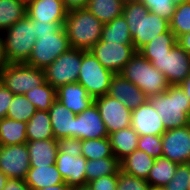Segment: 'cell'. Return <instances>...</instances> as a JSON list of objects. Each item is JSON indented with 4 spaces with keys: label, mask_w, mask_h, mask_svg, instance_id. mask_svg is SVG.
<instances>
[{
    "label": "cell",
    "mask_w": 190,
    "mask_h": 190,
    "mask_svg": "<svg viewBox=\"0 0 190 190\" xmlns=\"http://www.w3.org/2000/svg\"><path fill=\"white\" fill-rule=\"evenodd\" d=\"M86 163L84 156H71L68 153H58L56 165L64 182L72 189L86 185Z\"/></svg>",
    "instance_id": "obj_18"
},
{
    "label": "cell",
    "mask_w": 190,
    "mask_h": 190,
    "mask_svg": "<svg viewBox=\"0 0 190 190\" xmlns=\"http://www.w3.org/2000/svg\"><path fill=\"white\" fill-rule=\"evenodd\" d=\"M125 0H89L87 9L103 24L122 15Z\"/></svg>",
    "instance_id": "obj_29"
},
{
    "label": "cell",
    "mask_w": 190,
    "mask_h": 190,
    "mask_svg": "<svg viewBox=\"0 0 190 190\" xmlns=\"http://www.w3.org/2000/svg\"><path fill=\"white\" fill-rule=\"evenodd\" d=\"M26 137L27 142L55 139L48 111L36 110L35 114L27 122Z\"/></svg>",
    "instance_id": "obj_26"
},
{
    "label": "cell",
    "mask_w": 190,
    "mask_h": 190,
    "mask_svg": "<svg viewBox=\"0 0 190 190\" xmlns=\"http://www.w3.org/2000/svg\"><path fill=\"white\" fill-rule=\"evenodd\" d=\"M148 190H165V189L161 188V187H152V186H150Z\"/></svg>",
    "instance_id": "obj_54"
},
{
    "label": "cell",
    "mask_w": 190,
    "mask_h": 190,
    "mask_svg": "<svg viewBox=\"0 0 190 190\" xmlns=\"http://www.w3.org/2000/svg\"><path fill=\"white\" fill-rule=\"evenodd\" d=\"M100 40L105 43L114 42L115 44L133 45L128 23L123 15L103 24Z\"/></svg>",
    "instance_id": "obj_27"
},
{
    "label": "cell",
    "mask_w": 190,
    "mask_h": 190,
    "mask_svg": "<svg viewBox=\"0 0 190 190\" xmlns=\"http://www.w3.org/2000/svg\"><path fill=\"white\" fill-rule=\"evenodd\" d=\"M82 156L87 160L112 157L113 152L109 137L82 140Z\"/></svg>",
    "instance_id": "obj_35"
},
{
    "label": "cell",
    "mask_w": 190,
    "mask_h": 190,
    "mask_svg": "<svg viewBox=\"0 0 190 190\" xmlns=\"http://www.w3.org/2000/svg\"><path fill=\"white\" fill-rule=\"evenodd\" d=\"M89 0H63L65 9L69 12L75 9L87 8Z\"/></svg>",
    "instance_id": "obj_46"
},
{
    "label": "cell",
    "mask_w": 190,
    "mask_h": 190,
    "mask_svg": "<svg viewBox=\"0 0 190 190\" xmlns=\"http://www.w3.org/2000/svg\"><path fill=\"white\" fill-rule=\"evenodd\" d=\"M106 69L119 74L136 52L133 45L105 43L101 40L89 50Z\"/></svg>",
    "instance_id": "obj_12"
},
{
    "label": "cell",
    "mask_w": 190,
    "mask_h": 190,
    "mask_svg": "<svg viewBox=\"0 0 190 190\" xmlns=\"http://www.w3.org/2000/svg\"><path fill=\"white\" fill-rule=\"evenodd\" d=\"M109 137L98 107L93 103L74 118V138L80 140Z\"/></svg>",
    "instance_id": "obj_15"
},
{
    "label": "cell",
    "mask_w": 190,
    "mask_h": 190,
    "mask_svg": "<svg viewBox=\"0 0 190 190\" xmlns=\"http://www.w3.org/2000/svg\"><path fill=\"white\" fill-rule=\"evenodd\" d=\"M122 15L128 23L135 51L170 29L169 21L151 13L139 0H126Z\"/></svg>",
    "instance_id": "obj_1"
},
{
    "label": "cell",
    "mask_w": 190,
    "mask_h": 190,
    "mask_svg": "<svg viewBox=\"0 0 190 190\" xmlns=\"http://www.w3.org/2000/svg\"><path fill=\"white\" fill-rule=\"evenodd\" d=\"M162 149L163 157L178 164L190 163V124L166 130L162 134Z\"/></svg>",
    "instance_id": "obj_14"
},
{
    "label": "cell",
    "mask_w": 190,
    "mask_h": 190,
    "mask_svg": "<svg viewBox=\"0 0 190 190\" xmlns=\"http://www.w3.org/2000/svg\"><path fill=\"white\" fill-rule=\"evenodd\" d=\"M26 122L7 117L0 119V145L24 144L27 142Z\"/></svg>",
    "instance_id": "obj_28"
},
{
    "label": "cell",
    "mask_w": 190,
    "mask_h": 190,
    "mask_svg": "<svg viewBox=\"0 0 190 190\" xmlns=\"http://www.w3.org/2000/svg\"><path fill=\"white\" fill-rule=\"evenodd\" d=\"M120 170V160L114 155L112 157L100 158L97 160H87L85 170L87 183L102 176L118 174Z\"/></svg>",
    "instance_id": "obj_31"
},
{
    "label": "cell",
    "mask_w": 190,
    "mask_h": 190,
    "mask_svg": "<svg viewBox=\"0 0 190 190\" xmlns=\"http://www.w3.org/2000/svg\"><path fill=\"white\" fill-rule=\"evenodd\" d=\"M8 61L5 56V50L3 47L2 37L0 35V72L8 65Z\"/></svg>",
    "instance_id": "obj_48"
},
{
    "label": "cell",
    "mask_w": 190,
    "mask_h": 190,
    "mask_svg": "<svg viewBox=\"0 0 190 190\" xmlns=\"http://www.w3.org/2000/svg\"><path fill=\"white\" fill-rule=\"evenodd\" d=\"M67 13L63 0H31L26 3V15L36 22H65Z\"/></svg>",
    "instance_id": "obj_17"
},
{
    "label": "cell",
    "mask_w": 190,
    "mask_h": 190,
    "mask_svg": "<svg viewBox=\"0 0 190 190\" xmlns=\"http://www.w3.org/2000/svg\"><path fill=\"white\" fill-rule=\"evenodd\" d=\"M64 22H36V41L26 64L44 70L70 49Z\"/></svg>",
    "instance_id": "obj_2"
},
{
    "label": "cell",
    "mask_w": 190,
    "mask_h": 190,
    "mask_svg": "<svg viewBox=\"0 0 190 190\" xmlns=\"http://www.w3.org/2000/svg\"><path fill=\"white\" fill-rule=\"evenodd\" d=\"M166 130L190 124V101L180 85H171L165 92L148 98Z\"/></svg>",
    "instance_id": "obj_3"
},
{
    "label": "cell",
    "mask_w": 190,
    "mask_h": 190,
    "mask_svg": "<svg viewBox=\"0 0 190 190\" xmlns=\"http://www.w3.org/2000/svg\"><path fill=\"white\" fill-rule=\"evenodd\" d=\"M72 190H93V189L88 184H86V185L75 187Z\"/></svg>",
    "instance_id": "obj_52"
},
{
    "label": "cell",
    "mask_w": 190,
    "mask_h": 190,
    "mask_svg": "<svg viewBox=\"0 0 190 190\" xmlns=\"http://www.w3.org/2000/svg\"><path fill=\"white\" fill-rule=\"evenodd\" d=\"M178 43L177 37L169 29L167 32L159 34L139 52L148 60H154V56H162L170 53V50Z\"/></svg>",
    "instance_id": "obj_32"
},
{
    "label": "cell",
    "mask_w": 190,
    "mask_h": 190,
    "mask_svg": "<svg viewBox=\"0 0 190 190\" xmlns=\"http://www.w3.org/2000/svg\"><path fill=\"white\" fill-rule=\"evenodd\" d=\"M14 94L0 82V119L7 116Z\"/></svg>",
    "instance_id": "obj_44"
},
{
    "label": "cell",
    "mask_w": 190,
    "mask_h": 190,
    "mask_svg": "<svg viewBox=\"0 0 190 190\" xmlns=\"http://www.w3.org/2000/svg\"><path fill=\"white\" fill-rule=\"evenodd\" d=\"M119 74L137 86L148 98L165 92L171 86L165 75L139 51L132 55Z\"/></svg>",
    "instance_id": "obj_5"
},
{
    "label": "cell",
    "mask_w": 190,
    "mask_h": 190,
    "mask_svg": "<svg viewBox=\"0 0 190 190\" xmlns=\"http://www.w3.org/2000/svg\"><path fill=\"white\" fill-rule=\"evenodd\" d=\"M94 103L98 107L108 135L131 126L132 110L117 99L105 94L95 98Z\"/></svg>",
    "instance_id": "obj_11"
},
{
    "label": "cell",
    "mask_w": 190,
    "mask_h": 190,
    "mask_svg": "<svg viewBox=\"0 0 190 190\" xmlns=\"http://www.w3.org/2000/svg\"><path fill=\"white\" fill-rule=\"evenodd\" d=\"M38 190H72L65 182L54 186H47L46 188H40Z\"/></svg>",
    "instance_id": "obj_50"
},
{
    "label": "cell",
    "mask_w": 190,
    "mask_h": 190,
    "mask_svg": "<svg viewBox=\"0 0 190 190\" xmlns=\"http://www.w3.org/2000/svg\"><path fill=\"white\" fill-rule=\"evenodd\" d=\"M0 35L8 63H27L37 39L35 21L26 15Z\"/></svg>",
    "instance_id": "obj_6"
},
{
    "label": "cell",
    "mask_w": 190,
    "mask_h": 190,
    "mask_svg": "<svg viewBox=\"0 0 190 190\" xmlns=\"http://www.w3.org/2000/svg\"><path fill=\"white\" fill-rule=\"evenodd\" d=\"M56 99L76 115L94 103V98L78 82L62 85L56 89Z\"/></svg>",
    "instance_id": "obj_20"
},
{
    "label": "cell",
    "mask_w": 190,
    "mask_h": 190,
    "mask_svg": "<svg viewBox=\"0 0 190 190\" xmlns=\"http://www.w3.org/2000/svg\"><path fill=\"white\" fill-rule=\"evenodd\" d=\"M30 167L48 166L56 163L58 143L56 139L26 142Z\"/></svg>",
    "instance_id": "obj_22"
},
{
    "label": "cell",
    "mask_w": 190,
    "mask_h": 190,
    "mask_svg": "<svg viewBox=\"0 0 190 190\" xmlns=\"http://www.w3.org/2000/svg\"><path fill=\"white\" fill-rule=\"evenodd\" d=\"M149 61L165 75L170 85H180L190 74V55L178 44L169 54L154 56V60Z\"/></svg>",
    "instance_id": "obj_10"
},
{
    "label": "cell",
    "mask_w": 190,
    "mask_h": 190,
    "mask_svg": "<svg viewBox=\"0 0 190 190\" xmlns=\"http://www.w3.org/2000/svg\"><path fill=\"white\" fill-rule=\"evenodd\" d=\"M149 187L150 185L145 179L137 178L123 172L122 170L118 173L116 190H148Z\"/></svg>",
    "instance_id": "obj_41"
},
{
    "label": "cell",
    "mask_w": 190,
    "mask_h": 190,
    "mask_svg": "<svg viewBox=\"0 0 190 190\" xmlns=\"http://www.w3.org/2000/svg\"><path fill=\"white\" fill-rule=\"evenodd\" d=\"M190 163L179 164L174 177L164 186L165 190H189Z\"/></svg>",
    "instance_id": "obj_39"
},
{
    "label": "cell",
    "mask_w": 190,
    "mask_h": 190,
    "mask_svg": "<svg viewBox=\"0 0 190 190\" xmlns=\"http://www.w3.org/2000/svg\"><path fill=\"white\" fill-rule=\"evenodd\" d=\"M22 1H24L25 3H28V2L31 1V0H22Z\"/></svg>",
    "instance_id": "obj_55"
},
{
    "label": "cell",
    "mask_w": 190,
    "mask_h": 190,
    "mask_svg": "<svg viewBox=\"0 0 190 190\" xmlns=\"http://www.w3.org/2000/svg\"><path fill=\"white\" fill-rule=\"evenodd\" d=\"M181 88L183 89L185 95L187 96L188 100L190 101V74L188 77L180 84Z\"/></svg>",
    "instance_id": "obj_49"
},
{
    "label": "cell",
    "mask_w": 190,
    "mask_h": 190,
    "mask_svg": "<svg viewBox=\"0 0 190 190\" xmlns=\"http://www.w3.org/2000/svg\"><path fill=\"white\" fill-rule=\"evenodd\" d=\"M24 95L36 110L49 111L52 103L56 100V89L45 81L41 86L34 87Z\"/></svg>",
    "instance_id": "obj_34"
},
{
    "label": "cell",
    "mask_w": 190,
    "mask_h": 190,
    "mask_svg": "<svg viewBox=\"0 0 190 190\" xmlns=\"http://www.w3.org/2000/svg\"><path fill=\"white\" fill-rule=\"evenodd\" d=\"M155 159L146 152L136 149L120 161L121 170L140 179L147 180Z\"/></svg>",
    "instance_id": "obj_25"
},
{
    "label": "cell",
    "mask_w": 190,
    "mask_h": 190,
    "mask_svg": "<svg viewBox=\"0 0 190 190\" xmlns=\"http://www.w3.org/2000/svg\"><path fill=\"white\" fill-rule=\"evenodd\" d=\"M118 174L102 176L87 183L93 190H116Z\"/></svg>",
    "instance_id": "obj_43"
},
{
    "label": "cell",
    "mask_w": 190,
    "mask_h": 190,
    "mask_svg": "<svg viewBox=\"0 0 190 190\" xmlns=\"http://www.w3.org/2000/svg\"><path fill=\"white\" fill-rule=\"evenodd\" d=\"M46 81L44 70L26 63L8 64L0 72V82L14 95L25 94Z\"/></svg>",
    "instance_id": "obj_8"
},
{
    "label": "cell",
    "mask_w": 190,
    "mask_h": 190,
    "mask_svg": "<svg viewBox=\"0 0 190 190\" xmlns=\"http://www.w3.org/2000/svg\"><path fill=\"white\" fill-rule=\"evenodd\" d=\"M138 138L131 126L109 134L113 155L121 161L138 148Z\"/></svg>",
    "instance_id": "obj_24"
},
{
    "label": "cell",
    "mask_w": 190,
    "mask_h": 190,
    "mask_svg": "<svg viewBox=\"0 0 190 190\" xmlns=\"http://www.w3.org/2000/svg\"><path fill=\"white\" fill-rule=\"evenodd\" d=\"M178 165V163L163 156L155 159V163L147 177L149 185L152 187L164 188V186L174 177Z\"/></svg>",
    "instance_id": "obj_30"
},
{
    "label": "cell",
    "mask_w": 190,
    "mask_h": 190,
    "mask_svg": "<svg viewBox=\"0 0 190 190\" xmlns=\"http://www.w3.org/2000/svg\"><path fill=\"white\" fill-rule=\"evenodd\" d=\"M190 0H171V2L174 4V6L181 5L184 2H188Z\"/></svg>",
    "instance_id": "obj_53"
},
{
    "label": "cell",
    "mask_w": 190,
    "mask_h": 190,
    "mask_svg": "<svg viewBox=\"0 0 190 190\" xmlns=\"http://www.w3.org/2000/svg\"><path fill=\"white\" fill-rule=\"evenodd\" d=\"M108 95L125 104L130 110L137 109L148 100V97L137 86L120 74L113 75Z\"/></svg>",
    "instance_id": "obj_19"
},
{
    "label": "cell",
    "mask_w": 190,
    "mask_h": 190,
    "mask_svg": "<svg viewBox=\"0 0 190 190\" xmlns=\"http://www.w3.org/2000/svg\"><path fill=\"white\" fill-rule=\"evenodd\" d=\"M131 127L139 136L162 135L166 131L162 119L148 100L137 109L132 110Z\"/></svg>",
    "instance_id": "obj_16"
},
{
    "label": "cell",
    "mask_w": 190,
    "mask_h": 190,
    "mask_svg": "<svg viewBox=\"0 0 190 190\" xmlns=\"http://www.w3.org/2000/svg\"><path fill=\"white\" fill-rule=\"evenodd\" d=\"M178 45L188 54L190 55V32L181 35L178 39Z\"/></svg>",
    "instance_id": "obj_47"
},
{
    "label": "cell",
    "mask_w": 190,
    "mask_h": 190,
    "mask_svg": "<svg viewBox=\"0 0 190 190\" xmlns=\"http://www.w3.org/2000/svg\"><path fill=\"white\" fill-rule=\"evenodd\" d=\"M48 112L50 115L53 136L56 140L74 137V118L76 114L67 109L57 99L52 103Z\"/></svg>",
    "instance_id": "obj_21"
},
{
    "label": "cell",
    "mask_w": 190,
    "mask_h": 190,
    "mask_svg": "<svg viewBox=\"0 0 190 190\" xmlns=\"http://www.w3.org/2000/svg\"><path fill=\"white\" fill-rule=\"evenodd\" d=\"M29 169V151L26 143L0 145V171L7 178L25 180Z\"/></svg>",
    "instance_id": "obj_13"
},
{
    "label": "cell",
    "mask_w": 190,
    "mask_h": 190,
    "mask_svg": "<svg viewBox=\"0 0 190 190\" xmlns=\"http://www.w3.org/2000/svg\"><path fill=\"white\" fill-rule=\"evenodd\" d=\"M138 148L157 159L162 156V135H142L138 138Z\"/></svg>",
    "instance_id": "obj_38"
},
{
    "label": "cell",
    "mask_w": 190,
    "mask_h": 190,
    "mask_svg": "<svg viewBox=\"0 0 190 190\" xmlns=\"http://www.w3.org/2000/svg\"><path fill=\"white\" fill-rule=\"evenodd\" d=\"M35 112V106L27 100L25 95L17 94L13 96L6 117L27 123Z\"/></svg>",
    "instance_id": "obj_36"
},
{
    "label": "cell",
    "mask_w": 190,
    "mask_h": 190,
    "mask_svg": "<svg viewBox=\"0 0 190 190\" xmlns=\"http://www.w3.org/2000/svg\"><path fill=\"white\" fill-rule=\"evenodd\" d=\"M26 16L22 0H0V34Z\"/></svg>",
    "instance_id": "obj_33"
},
{
    "label": "cell",
    "mask_w": 190,
    "mask_h": 190,
    "mask_svg": "<svg viewBox=\"0 0 190 190\" xmlns=\"http://www.w3.org/2000/svg\"><path fill=\"white\" fill-rule=\"evenodd\" d=\"M3 190H31L25 180L7 178Z\"/></svg>",
    "instance_id": "obj_45"
},
{
    "label": "cell",
    "mask_w": 190,
    "mask_h": 190,
    "mask_svg": "<svg viewBox=\"0 0 190 190\" xmlns=\"http://www.w3.org/2000/svg\"><path fill=\"white\" fill-rule=\"evenodd\" d=\"M82 50L70 48L44 69L46 82L58 89L62 85L78 82Z\"/></svg>",
    "instance_id": "obj_9"
},
{
    "label": "cell",
    "mask_w": 190,
    "mask_h": 190,
    "mask_svg": "<svg viewBox=\"0 0 190 190\" xmlns=\"http://www.w3.org/2000/svg\"><path fill=\"white\" fill-rule=\"evenodd\" d=\"M113 75L114 73L104 68L90 51L82 50L78 83L87 90L91 97L95 99L108 94Z\"/></svg>",
    "instance_id": "obj_7"
},
{
    "label": "cell",
    "mask_w": 190,
    "mask_h": 190,
    "mask_svg": "<svg viewBox=\"0 0 190 190\" xmlns=\"http://www.w3.org/2000/svg\"><path fill=\"white\" fill-rule=\"evenodd\" d=\"M6 180H7V176L3 172L0 171V190H3Z\"/></svg>",
    "instance_id": "obj_51"
},
{
    "label": "cell",
    "mask_w": 190,
    "mask_h": 190,
    "mask_svg": "<svg viewBox=\"0 0 190 190\" xmlns=\"http://www.w3.org/2000/svg\"><path fill=\"white\" fill-rule=\"evenodd\" d=\"M71 48L89 51L101 39L103 23L87 8L67 13L63 25Z\"/></svg>",
    "instance_id": "obj_4"
},
{
    "label": "cell",
    "mask_w": 190,
    "mask_h": 190,
    "mask_svg": "<svg viewBox=\"0 0 190 190\" xmlns=\"http://www.w3.org/2000/svg\"><path fill=\"white\" fill-rule=\"evenodd\" d=\"M170 30L177 39L190 32V1L175 6V10L170 21Z\"/></svg>",
    "instance_id": "obj_37"
},
{
    "label": "cell",
    "mask_w": 190,
    "mask_h": 190,
    "mask_svg": "<svg viewBox=\"0 0 190 190\" xmlns=\"http://www.w3.org/2000/svg\"><path fill=\"white\" fill-rule=\"evenodd\" d=\"M25 181L31 190L64 183L56 163L48 166L30 167Z\"/></svg>",
    "instance_id": "obj_23"
},
{
    "label": "cell",
    "mask_w": 190,
    "mask_h": 190,
    "mask_svg": "<svg viewBox=\"0 0 190 190\" xmlns=\"http://www.w3.org/2000/svg\"><path fill=\"white\" fill-rule=\"evenodd\" d=\"M147 9L159 17L166 19L167 21L172 20V16L175 10L174 4L171 0H139Z\"/></svg>",
    "instance_id": "obj_40"
},
{
    "label": "cell",
    "mask_w": 190,
    "mask_h": 190,
    "mask_svg": "<svg viewBox=\"0 0 190 190\" xmlns=\"http://www.w3.org/2000/svg\"><path fill=\"white\" fill-rule=\"evenodd\" d=\"M58 153H65L79 157L82 155V140L74 137H67L57 140Z\"/></svg>",
    "instance_id": "obj_42"
}]
</instances>
